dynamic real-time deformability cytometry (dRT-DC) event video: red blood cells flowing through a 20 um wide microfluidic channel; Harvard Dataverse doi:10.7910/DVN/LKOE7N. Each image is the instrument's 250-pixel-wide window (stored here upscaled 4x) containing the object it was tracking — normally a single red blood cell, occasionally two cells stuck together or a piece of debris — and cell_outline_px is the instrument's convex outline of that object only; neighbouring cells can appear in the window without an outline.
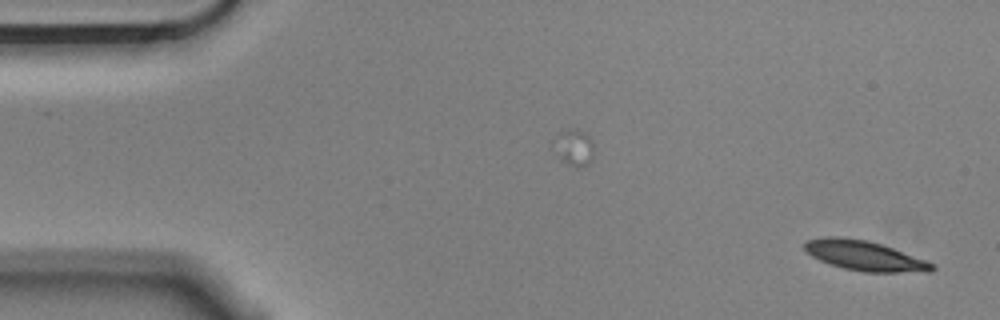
{"species": "Egyptian fruit bat (a non-hibernating species)", "species_latin": "Rousettus aegyptiacus", "temperature_condition": "cold", "stored_images_in_passage": 4, "camera_frame_rate_fps": 3000, "um_per_image_px": 0.085, "animal": {"sex": "male"}, "frame": {"image": 1, "passage_image": 4, "time_ms": 1.0, "image_size_px": [1000, 320], "cell_outline_px": [[936, 268], [932, 272], [864, 272], [844, 268], [820, 260], [812, 256], [804, 248], [804, 244], [808, 240], [824, 236], [836, 236], [868, 240], [892, 248], [936, 264]], "centroid_in_image_um": [73.52, 21.74], "position_along_channel_um": 11.5, "area_um2": 22.02}}